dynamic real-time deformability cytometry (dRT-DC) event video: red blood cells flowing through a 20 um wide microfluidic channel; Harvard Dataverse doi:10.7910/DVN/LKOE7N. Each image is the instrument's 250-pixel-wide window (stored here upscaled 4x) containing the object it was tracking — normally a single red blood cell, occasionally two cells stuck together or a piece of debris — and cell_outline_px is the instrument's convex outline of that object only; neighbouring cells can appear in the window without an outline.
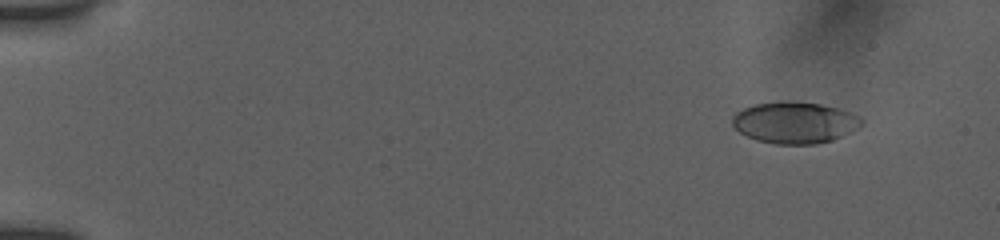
{"species": "human", "species_latin": "Homo sapiens", "temperature_condition": "room temperature", "stored_images_in_passage": 55, "camera_frame_rate_fps": 3000, "um_per_image_px": 0.085, "donor": {"sex": "female"}, "frame": {"image": 1, "passage_image": 6, "time_ms": 1.667, "image_size_px": [1000, 240], "cell_outline_px": [[864, 124], [832, 140], [816, 144], [776, 144], [756, 140], [740, 132], [732, 124], [732, 116], [736, 112], [744, 108], [756, 104], [788, 100], [820, 104], [840, 108], [860, 116], [864, 120]], "centroid_in_image_um": [67.56, 10.41], "position_along_channel_um": 17.4, "area_um2": 31.27}}
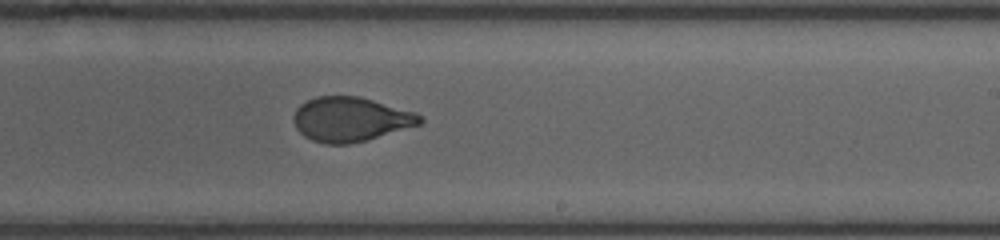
{"frame": {"image": 2, "passage_image": 35, "time_ms": 11.333, "image_size_px": [1000, 240], "cell_outline_px": [[424, 120], [420, 124], [368, 140], [348, 144], [324, 144], [312, 140], [304, 136], [296, 128], [292, 120], [292, 116], [296, 108], [300, 104], [316, 96], [360, 96], [416, 112]], "centroid_in_image_um": [29.77, 10.14], "position_along_channel_um": 259.2, "area_um2": 32.95}}
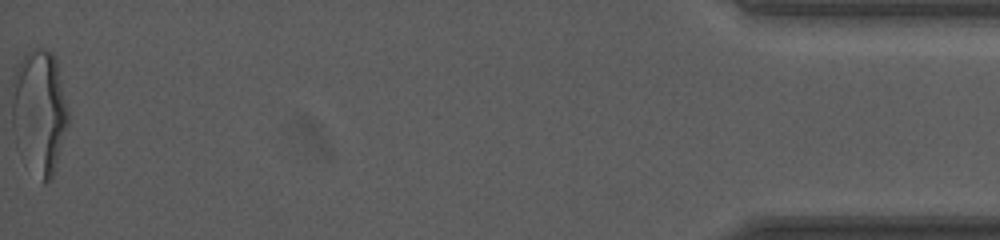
{"frame": {"image": 3, "passage_image": 55, "time_ms": 18.0, "image_size_px": [1000, 240], "cell_outline_px": [[68, 124], [56, 168], [52, 180], [44, 184], [12, 124], [12, 76], [20, 60], [36, 44], [52, 52], [56, 56], [68, 112]], "centroid_in_image_um": [3.4, 9.3], "position_along_channel_um": 431.8, "area_um2": 39.48}, "authors_computed_cell_mechanics": {"area_um2": 33.0616, "velocity_mm_per_s": 3.8973, "shape_relaxation_time_tau1_ms": 4.1079, "shape_relaxation_time_tau2_ms": null, "deformation_change_tau1": 0.1777, "deformation_change_tau2": null}}